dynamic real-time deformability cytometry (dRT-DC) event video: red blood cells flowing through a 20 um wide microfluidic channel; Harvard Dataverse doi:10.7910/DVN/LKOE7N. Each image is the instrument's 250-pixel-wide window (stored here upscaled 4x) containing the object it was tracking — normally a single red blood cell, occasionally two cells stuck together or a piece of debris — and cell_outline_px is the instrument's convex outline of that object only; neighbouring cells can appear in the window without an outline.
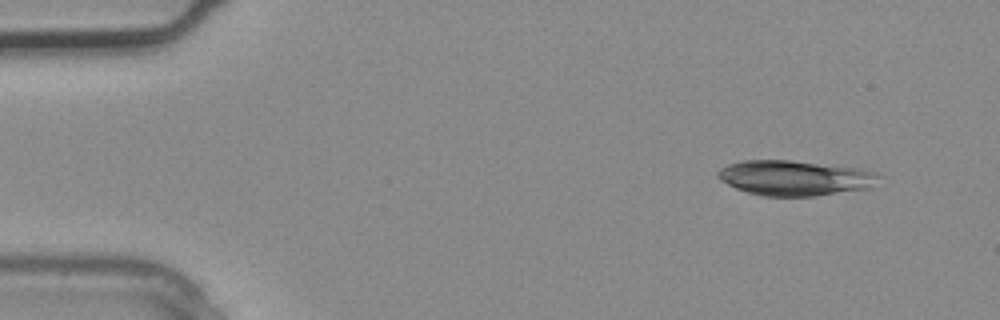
{"species": "common noctule bat (a hibernating species)", "species_latin": "Nyctalus noctula", "temperature_condition": "warm", "stored_images_in_passage": 3, "camera_frame_rate_fps": 3000, "um_per_image_px": 0.085, "animal": {"sex": "male", "body_mass_g": 20.4}, "frame": {"image": 1, "passage_image": 1, "time_ms": 0.0, "image_size_px": [1000, 320], "cell_outline_px": [[880, 176], [872, 188], [816, 196], [764, 196], [748, 192], [736, 188], [720, 180], [716, 176], [716, 172], [720, 168], [728, 164], [744, 160], [792, 160], [860, 168], [876, 172]], "centroid_in_image_um": [67.57, 15.12], "position_along_channel_um": 17.4, "area_um2": 33.18}}